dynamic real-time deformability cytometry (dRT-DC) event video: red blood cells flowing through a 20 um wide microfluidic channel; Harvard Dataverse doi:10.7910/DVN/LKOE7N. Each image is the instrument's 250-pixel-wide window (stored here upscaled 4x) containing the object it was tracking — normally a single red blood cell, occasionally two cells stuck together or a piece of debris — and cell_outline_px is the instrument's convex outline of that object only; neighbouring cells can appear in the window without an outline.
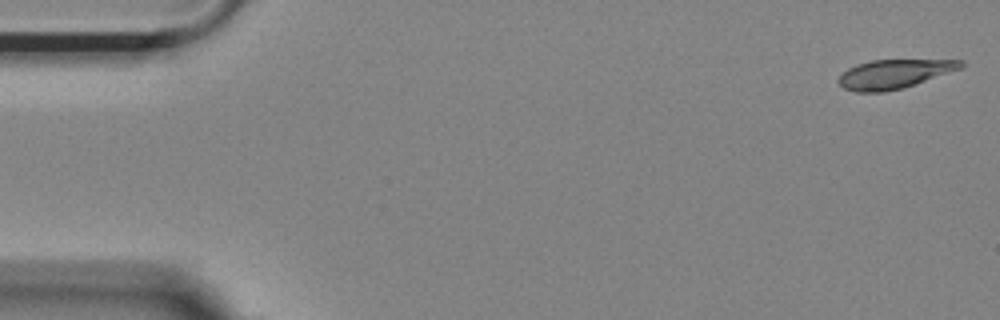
{"species": "Egyptian fruit bat (a non-hibernating species)", "species_latin": "Rousettus aegyptiacus", "temperature_condition": "room temperature", "stored_images_in_passage": 53, "camera_frame_rate_fps": 3000, "um_per_image_px": 0.085, "animal": {"sex": "female"}, "frame": {"image": 1, "passage_image": 1, "time_ms": 0.0, "image_size_px": [1000, 320], "cell_outline_px": [[964, 68], [900, 88], [884, 92], [856, 92], [844, 88], [836, 80], [848, 68], [856, 64], [872, 60], [964, 60]], "centroid_in_image_um": [76.0, 6.28], "position_along_channel_um": 9.0, "area_um2": 20.46}}
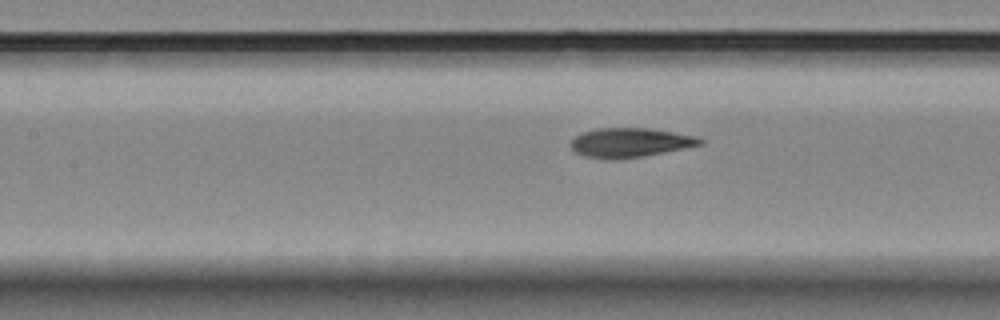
{"frame": {"image": 2, "passage_image": 23, "time_ms": 7.333, "image_size_px": [1000, 320], "cell_outline_px": [[704, 144], [644, 156], [620, 160], [608, 160], [584, 156], [572, 152], [568, 144], [576, 136], [584, 132], [596, 128], [648, 128], [696, 136], [704, 140]], "centroid_in_image_um": [53.5, 12.14], "position_along_channel_um": 153.9, "area_um2": 22.37}}
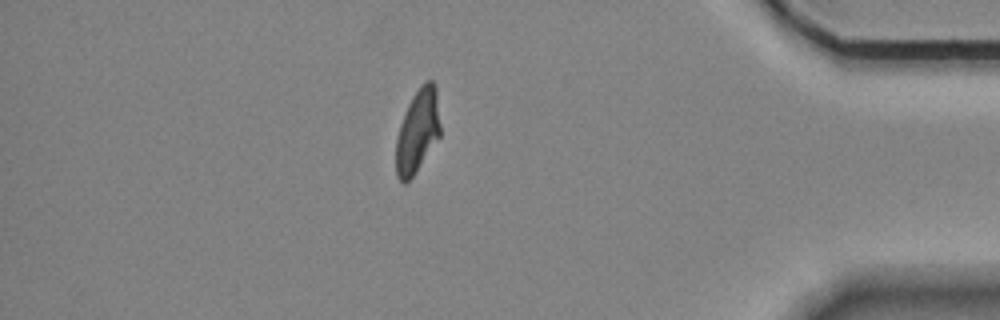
{"frame": {"image": 3, "passage_image": 46, "time_ms": 15.0, "image_size_px": [1000, 320], "cell_outline_px": [[440, 136], [412, 176], [404, 184], [396, 176], [396, 140], [400, 124], [404, 112], [412, 96], [420, 84], [424, 80], [432, 80], [436, 84], [440, 124]], "centroid_in_image_um": [35.49, 11.08], "position_along_channel_um": 399.7, "area_um2": 21.56}, "authors_computed_cell_mechanics": {"area_um2": 22.1952, "velocity_mm_per_s": 3.6971, "shape_relaxation_time_tau1_ms": 3.9445, "shape_relaxation_time_tau2_ms": 1.532, "deformation_change_tau1": 0.1898, "deformation_change_tau2": 0.0916}}